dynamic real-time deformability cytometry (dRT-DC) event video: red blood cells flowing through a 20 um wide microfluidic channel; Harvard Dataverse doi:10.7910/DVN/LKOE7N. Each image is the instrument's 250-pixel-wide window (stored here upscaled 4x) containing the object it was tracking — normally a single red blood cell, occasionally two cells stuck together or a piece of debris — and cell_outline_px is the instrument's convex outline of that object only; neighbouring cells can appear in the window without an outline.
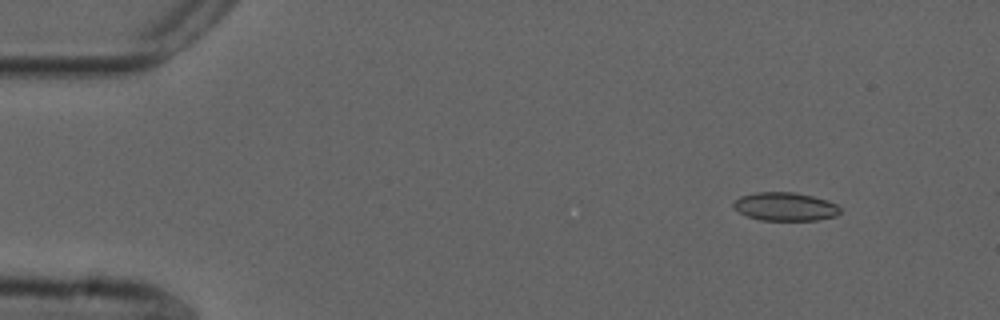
{"species": "common noctule bat (a hibernating species)", "species_latin": "Nyctalus noctula", "temperature_condition": "cold", "stored_images_in_passage": 11, "camera_frame_rate_fps": 3000, "um_per_image_px": 0.085, "animal": {"sex": "male", "forearm_length_mm": 52.5}, "frame": {"image": 1, "passage_image": 1, "time_ms": 0.0, "image_size_px": [1000, 320], "cell_outline_px": [[840, 212], [836, 216], [816, 220], [760, 220], [748, 216], [740, 212], [732, 204], [740, 196], [756, 192], [792, 192], [812, 196], [828, 200], [836, 204], [840, 208]], "centroid_in_image_um": [66.76, 17.56], "position_along_channel_um": 18.2, "area_um2": 17.51}}